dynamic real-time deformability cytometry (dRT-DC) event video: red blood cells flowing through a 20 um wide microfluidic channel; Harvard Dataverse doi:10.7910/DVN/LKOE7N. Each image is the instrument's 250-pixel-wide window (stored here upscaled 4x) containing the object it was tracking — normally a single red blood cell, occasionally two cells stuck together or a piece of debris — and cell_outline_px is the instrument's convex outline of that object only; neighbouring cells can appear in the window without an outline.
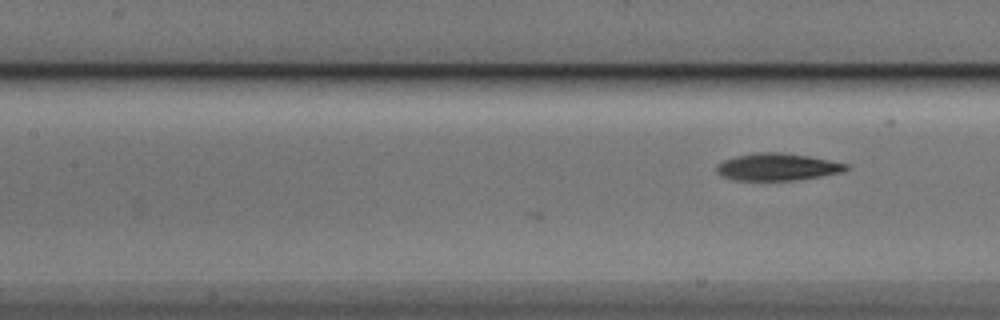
{"species": "Egyptian fruit bat (a non-hibernating species)", "species_latin": "Rousettus aegyptiacus", "temperature_condition": "cold", "stored_images_in_passage": 10, "camera_frame_rate_fps": 3000, "um_per_image_px": 0.085, "animal": {"sex": "male"}, "frame": {"image": 1, "passage_image": 10, "time_ms": 3.0, "image_size_px": [1000, 320], "cell_outline_px": [[848, 168], [840, 172], [820, 176], [796, 180], [732, 180], [720, 176], [716, 172], [716, 164], [724, 160], [736, 156], [752, 152], [780, 152], [808, 156], [848, 164]], "centroid_in_image_um": [65.99, 14.19], "position_along_channel_um": 141.4, "area_um2": 20.52}}